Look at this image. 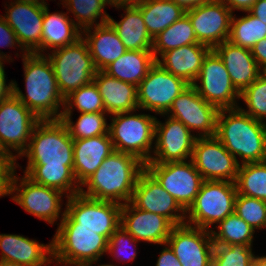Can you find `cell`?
Wrapping results in <instances>:
<instances>
[{
  "mask_svg": "<svg viewBox=\"0 0 266 266\" xmlns=\"http://www.w3.org/2000/svg\"><path fill=\"white\" fill-rule=\"evenodd\" d=\"M22 58L26 95L16 81L13 94L40 120L61 119L63 110L60 111V107H64V98L48 57L23 52Z\"/></svg>",
  "mask_w": 266,
  "mask_h": 266,
  "instance_id": "cell-1",
  "label": "cell"
},
{
  "mask_svg": "<svg viewBox=\"0 0 266 266\" xmlns=\"http://www.w3.org/2000/svg\"><path fill=\"white\" fill-rule=\"evenodd\" d=\"M145 169L136 156L112 152L82 185L80 193L96 200L126 204L131 201L140 173ZM87 187L85 191L82 187Z\"/></svg>",
  "mask_w": 266,
  "mask_h": 266,
  "instance_id": "cell-2",
  "label": "cell"
},
{
  "mask_svg": "<svg viewBox=\"0 0 266 266\" xmlns=\"http://www.w3.org/2000/svg\"><path fill=\"white\" fill-rule=\"evenodd\" d=\"M215 137L239 165L266 160V123L252 118L239 107L219 110Z\"/></svg>",
  "mask_w": 266,
  "mask_h": 266,
  "instance_id": "cell-3",
  "label": "cell"
},
{
  "mask_svg": "<svg viewBox=\"0 0 266 266\" xmlns=\"http://www.w3.org/2000/svg\"><path fill=\"white\" fill-rule=\"evenodd\" d=\"M73 139L61 119L40 120L26 151V167H70L73 170Z\"/></svg>",
  "mask_w": 266,
  "mask_h": 266,
  "instance_id": "cell-4",
  "label": "cell"
},
{
  "mask_svg": "<svg viewBox=\"0 0 266 266\" xmlns=\"http://www.w3.org/2000/svg\"><path fill=\"white\" fill-rule=\"evenodd\" d=\"M58 228H88L108 240L121 225L122 204L96 200L81 193L67 197Z\"/></svg>",
  "mask_w": 266,
  "mask_h": 266,
  "instance_id": "cell-5",
  "label": "cell"
},
{
  "mask_svg": "<svg viewBox=\"0 0 266 266\" xmlns=\"http://www.w3.org/2000/svg\"><path fill=\"white\" fill-rule=\"evenodd\" d=\"M133 112L114 114L109 124V134L116 151L132 154L146 164L150 161L153 152L151 149L154 148L152 144L157 118Z\"/></svg>",
  "mask_w": 266,
  "mask_h": 266,
  "instance_id": "cell-6",
  "label": "cell"
},
{
  "mask_svg": "<svg viewBox=\"0 0 266 266\" xmlns=\"http://www.w3.org/2000/svg\"><path fill=\"white\" fill-rule=\"evenodd\" d=\"M52 241L53 263L62 266H92L108 249V239L88 228H57Z\"/></svg>",
  "mask_w": 266,
  "mask_h": 266,
  "instance_id": "cell-7",
  "label": "cell"
},
{
  "mask_svg": "<svg viewBox=\"0 0 266 266\" xmlns=\"http://www.w3.org/2000/svg\"><path fill=\"white\" fill-rule=\"evenodd\" d=\"M52 65L60 94L65 98L72 91L93 82L97 69L87 42L81 37L77 42L50 51Z\"/></svg>",
  "mask_w": 266,
  "mask_h": 266,
  "instance_id": "cell-8",
  "label": "cell"
},
{
  "mask_svg": "<svg viewBox=\"0 0 266 266\" xmlns=\"http://www.w3.org/2000/svg\"><path fill=\"white\" fill-rule=\"evenodd\" d=\"M237 194L235 182L205 180L186 211L185 223L211 230V225L234 213Z\"/></svg>",
  "mask_w": 266,
  "mask_h": 266,
  "instance_id": "cell-9",
  "label": "cell"
},
{
  "mask_svg": "<svg viewBox=\"0 0 266 266\" xmlns=\"http://www.w3.org/2000/svg\"><path fill=\"white\" fill-rule=\"evenodd\" d=\"M145 168L185 211L194 203L205 181L191 159L187 162L146 163Z\"/></svg>",
  "mask_w": 266,
  "mask_h": 266,
  "instance_id": "cell-10",
  "label": "cell"
},
{
  "mask_svg": "<svg viewBox=\"0 0 266 266\" xmlns=\"http://www.w3.org/2000/svg\"><path fill=\"white\" fill-rule=\"evenodd\" d=\"M200 80L201 85H198ZM198 94L220 109L236 108L240 92L233 85L225 64L211 49L205 56L200 74L193 84Z\"/></svg>",
  "mask_w": 266,
  "mask_h": 266,
  "instance_id": "cell-11",
  "label": "cell"
},
{
  "mask_svg": "<svg viewBox=\"0 0 266 266\" xmlns=\"http://www.w3.org/2000/svg\"><path fill=\"white\" fill-rule=\"evenodd\" d=\"M40 119L14 94L0 103V143L19 159L26 151L32 132Z\"/></svg>",
  "mask_w": 266,
  "mask_h": 266,
  "instance_id": "cell-12",
  "label": "cell"
},
{
  "mask_svg": "<svg viewBox=\"0 0 266 266\" xmlns=\"http://www.w3.org/2000/svg\"><path fill=\"white\" fill-rule=\"evenodd\" d=\"M188 86L183 79L155 63L137 87L138 107L163 116L168 112L172 102Z\"/></svg>",
  "mask_w": 266,
  "mask_h": 266,
  "instance_id": "cell-13",
  "label": "cell"
},
{
  "mask_svg": "<svg viewBox=\"0 0 266 266\" xmlns=\"http://www.w3.org/2000/svg\"><path fill=\"white\" fill-rule=\"evenodd\" d=\"M19 180L20 183L18 184ZM11 194H14L11 197L12 200L27 213L49 224H54L60 218L61 207L63 206L62 195H66L58 189L33 182L25 174L22 178L15 175Z\"/></svg>",
  "mask_w": 266,
  "mask_h": 266,
  "instance_id": "cell-14",
  "label": "cell"
},
{
  "mask_svg": "<svg viewBox=\"0 0 266 266\" xmlns=\"http://www.w3.org/2000/svg\"><path fill=\"white\" fill-rule=\"evenodd\" d=\"M219 109L205 101L193 85H189L172 102L165 115L181 121L191 132L198 130L197 138L216 135ZM200 132V133H199Z\"/></svg>",
  "mask_w": 266,
  "mask_h": 266,
  "instance_id": "cell-15",
  "label": "cell"
},
{
  "mask_svg": "<svg viewBox=\"0 0 266 266\" xmlns=\"http://www.w3.org/2000/svg\"><path fill=\"white\" fill-rule=\"evenodd\" d=\"M191 160L206 181H236L239 164L215 136L196 138Z\"/></svg>",
  "mask_w": 266,
  "mask_h": 266,
  "instance_id": "cell-16",
  "label": "cell"
},
{
  "mask_svg": "<svg viewBox=\"0 0 266 266\" xmlns=\"http://www.w3.org/2000/svg\"><path fill=\"white\" fill-rule=\"evenodd\" d=\"M167 117L165 123L156 119L154 156L147 163L187 161L192 158L197 137L181 121Z\"/></svg>",
  "mask_w": 266,
  "mask_h": 266,
  "instance_id": "cell-17",
  "label": "cell"
},
{
  "mask_svg": "<svg viewBox=\"0 0 266 266\" xmlns=\"http://www.w3.org/2000/svg\"><path fill=\"white\" fill-rule=\"evenodd\" d=\"M233 13L217 0L186 10L197 41L211 49L229 39Z\"/></svg>",
  "mask_w": 266,
  "mask_h": 266,
  "instance_id": "cell-18",
  "label": "cell"
},
{
  "mask_svg": "<svg viewBox=\"0 0 266 266\" xmlns=\"http://www.w3.org/2000/svg\"><path fill=\"white\" fill-rule=\"evenodd\" d=\"M166 244L173 250L182 266H212L214 243L210 230L176 225Z\"/></svg>",
  "mask_w": 266,
  "mask_h": 266,
  "instance_id": "cell-19",
  "label": "cell"
},
{
  "mask_svg": "<svg viewBox=\"0 0 266 266\" xmlns=\"http://www.w3.org/2000/svg\"><path fill=\"white\" fill-rule=\"evenodd\" d=\"M130 202L138 209L166 217L174 226L185 224L186 211L146 168L139 175Z\"/></svg>",
  "mask_w": 266,
  "mask_h": 266,
  "instance_id": "cell-20",
  "label": "cell"
},
{
  "mask_svg": "<svg viewBox=\"0 0 266 266\" xmlns=\"http://www.w3.org/2000/svg\"><path fill=\"white\" fill-rule=\"evenodd\" d=\"M8 7L2 17L15 32L21 50L34 53L41 46L44 5L11 1Z\"/></svg>",
  "mask_w": 266,
  "mask_h": 266,
  "instance_id": "cell-21",
  "label": "cell"
},
{
  "mask_svg": "<svg viewBox=\"0 0 266 266\" xmlns=\"http://www.w3.org/2000/svg\"><path fill=\"white\" fill-rule=\"evenodd\" d=\"M121 226L137 241L164 245L174 225L164 216L122 204Z\"/></svg>",
  "mask_w": 266,
  "mask_h": 266,
  "instance_id": "cell-22",
  "label": "cell"
},
{
  "mask_svg": "<svg viewBox=\"0 0 266 266\" xmlns=\"http://www.w3.org/2000/svg\"><path fill=\"white\" fill-rule=\"evenodd\" d=\"M0 249V260L26 266H46L54 261L53 241L44 245L23 235L0 234Z\"/></svg>",
  "mask_w": 266,
  "mask_h": 266,
  "instance_id": "cell-23",
  "label": "cell"
},
{
  "mask_svg": "<svg viewBox=\"0 0 266 266\" xmlns=\"http://www.w3.org/2000/svg\"><path fill=\"white\" fill-rule=\"evenodd\" d=\"M73 148V172L79 185L93 175L115 151L110 134L73 140Z\"/></svg>",
  "mask_w": 266,
  "mask_h": 266,
  "instance_id": "cell-24",
  "label": "cell"
},
{
  "mask_svg": "<svg viewBox=\"0 0 266 266\" xmlns=\"http://www.w3.org/2000/svg\"><path fill=\"white\" fill-rule=\"evenodd\" d=\"M213 50L225 64L233 85L240 93L262 73L249 48L234 45L227 40Z\"/></svg>",
  "mask_w": 266,
  "mask_h": 266,
  "instance_id": "cell-25",
  "label": "cell"
},
{
  "mask_svg": "<svg viewBox=\"0 0 266 266\" xmlns=\"http://www.w3.org/2000/svg\"><path fill=\"white\" fill-rule=\"evenodd\" d=\"M211 48L202 43L184 45L164 52L157 59L163 69L193 85L198 78L203 60Z\"/></svg>",
  "mask_w": 266,
  "mask_h": 266,
  "instance_id": "cell-26",
  "label": "cell"
},
{
  "mask_svg": "<svg viewBox=\"0 0 266 266\" xmlns=\"http://www.w3.org/2000/svg\"><path fill=\"white\" fill-rule=\"evenodd\" d=\"M93 82L103 99L105 112L110 116L139 109L137 86L116 79L104 71H97Z\"/></svg>",
  "mask_w": 266,
  "mask_h": 266,
  "instance_id": "cell-27",
  "label": "cell"
},
{
  "mask_svg": "<svg viewBox=\"0 0 266 266\" xmlns=\"http://www.w3.org/2000/svg\"><path fill=\"white\" fill-rule=\"evenodd\" d=\"M82 36L87 42L97 71H103L127 51L109 23L86 28L82 31Z\"/></svg>",
  "mask_w": 266,
  "mask_h": 266,
  "instance_id": "cell-28",
  "label": "cell"
},
{
  "mask_svg": "<svg viewBox=\"0 0 266 266\" xmlns=\"http://www.w3.org/2000/svg\"><path fill=\"white\" fill-rule=\"evenodd\" d=\"M47 5L44 4L41 46L34 52L40 55L47 49L53 51L74 44L82 37V30L67 16L68 12L50 13Z\"/></svg>",
  "mask_w": 266,
  "mask_h": 266,
  "instance_id": "cell-29",
  "label": "cell"
},
{
  "mask_svg": "<svg viewBox=\"0 0 266 266\" xmlns=\"http://www.w3.org/2000/svg\"><path fill=\"white\" fill-rule=\"evenodd\" d=\"M125 14L121 21L108 18V23L116 31L127 50H152L153 38L149 35L138 6H122ZM124 15V16H123Z\"/></svg>",
  "mask_w": 266,
  "mask_h": 266,
  "instance_id": "cell-30",
  "label": "cell"
},
{
  "mask_svg": "<svg viewBox=\"0 0 266 266\" xmlns=\"http://www.w3.org/2000/svg\"><path fill=\"white\" fill-rule=\"evenodd\" d=\"M155 63L152 50H127L103 71L116 79L138 87Z\"/></svg>",
  "mask_w": 266,
  "mask_h": 266,
  "instance_id": "cell-31",
  "label": "cell"
},
{
  "mask_svg": "<svg viewBox=\"0 0 266 266\" xmlns=\"http://www.w3.org/2000/svg\"><path fill=\"white\" fill-rule=\"evenodd\" d=\"M138 7L149 35L153 39L186 14L183 7L171 0H146Z\"/></svg>",
  "mask_w": 266,
  "mask_h": 266,
  "instance_id": "cell-32",
  "label": "cell"
},
{
  "mask_svg": "<svg viewBox=\"0 0 266 266\" xmlns=\"http://www.w3.org/2000/svg\"><path fill=\"white\" fill-rule=\"evenodd\" d=\"M24 174L37 184L62 191L66 198L81 190L70 167H26Z\"/></svg>",
  "mask_w": 266,
  "mask_h": 266,
  "instance_id": "cell-33",
  "label": "cell"
},
{
  "mask_svg": "<svg viewBox=\"0 0 266 266\" xmlns=\"http://www.w3.org/2000/svg\"><path fill=\"white\" fill-rule=\"evenodd\" d=\"M199 43L194 33L192 23L185 14L181 19L172 23L153 39L152 52L155 60L171 49L184 45Z\"/></svg>",
  "mask_w": 266,
  "mask_h": 266,
  "instance_id": "cell-34",
  "label": "cell"
},
{
  "mask_svg": "<svg viewBox=\"0 0 266 266\" xmlns=\"http://www.w3.org/2000/svg\"><path fill=\"white\" fill-rule=\"evenodd\" d=\"M217 224L218 232L210 230L214 245L242 244L252 246L254 229L235 212Z\"/></svg>",
  "mask_w": 266,
  "mask_h": 266,
  "instance_id": "cell-35",
  "label": "cell"
},
{
  "mask_svg": "<svg viewBox=\"0 0 266 266\" xmlns=\"http://www.w3.org/2000/svg\"><path fill=\"white\" fill-rule=\"evenodd\" d=\"M237 193L266 201V160L239 165Z\"/></svg>",
  "mask_w": 266,
  "mask_h": 266,
  "instance_id": "cell-36",
  "label": "cell"
},
{
  "mask_svg": "<svg viewBox=\"0 0 266 266\" xmlns=\"http://www.w3.org/2000/svg\"><path fill=\"white\" fill-rule=\"evenodd\" d=\"M231 18L230 35L228 41L234 45L252 48L257 42L266 38V24L251 15Z\"/></svg>",
  "mask_w": 266,
  "mask_h": 266,
  "instance_id": "cell-37",
  "label": "cell"
},
{
  "mask_svg": "<svg viewBox=\"0 0 266 266\" xmlns=\"http://www.w3.org/2000/svg\"><path fill=\"white\" fill-rule=\"evenodd\" d=\"M62 2L63 7L65 6L68 12H72L75 16L76 22L74 23L80 30L108 23L110 16L104 9L108 4L104 0H63ZM99 18L100 23L96 22Z\"/></svg>",
  "mask_w": 266,
  "mask_h": 266,
  "instance_id": "cell-38",
  "label": "cell"
},
{
  "mask_svg": "<svg viewBox=\"0 0 266 266\" xmlns=\"http://www.w3.org/2000/svg\"><path fill=\"white\" fill-rule=\"evenodd\" d=\"M105 114L107 113H80L76 123L71 120V115H62L61 120L73 140L86 139L109 134V125L106 122Z\"/></svg>",
  "mask_w": 266,
  "mask_h": 266,
  "instance_id": "cell-39",
  "label": "cell"
},
{
  "mask_svg": "<svg viewBox=\"0 0 266 266\" xmlns=\"http://www.w3.org/2000/svg\"><path fill=\"white\" fill-rule=\"evenodd\" d=\"M74 106L80 113H106L103 99L94 82L72 91L64 98L62 115H72Z\"/></svg>",
  "mask_w": 266,
  "mask_h": 266,
  "instance_id": "cell-40",
  "label": "cell"
},
{
  "mask_svg": "<svg viewBox=\"0 0 266 266\" xmlns=\"http://www.w3.org/2000/svg\"><path fill=\"white\" fill-rule=\"evenodd\" d=\"M247 105V111L238 106L243 112L252 118L266 123V72H262L258 78L240 93Z\"/></svg>",
  "mask_w": 266,
  "mask_h": 266,
  "instance_id": "cell-41",
  "label": "cell"
},
{
  "mask_svg": "<svg viewBox=\"0 0 266 266\" xmlns=\"http://www.w3.org/2000/svg\"><path fill=\"white\" fill-rule=\"evenodd\" d=\"M254 256L252 246L214 245L212 266H250Z\"/></svg>",
  "mask_w": 266,
  "mask_h": 266,
  "instance_id": "cell-42",
  "label": "cell"
},
{
  "mask_svg": "<svg viewBox=\"0 0 266 266\" xmlns=\"http://www.w3.org/2000/svg\"><path fill=\"white\" fill-rule=\"evenodd\" d=\"M234 212L254 231L266 227V201L237 194Z\"/></svg>",
  "mask_w": 266,
  "mask_h": 266,
  "instance_id": "cell-43",
  "label": "cell"
},
{
  "mask_svg": "<svg viewBox=\"0 0 266 266\" xmlns=\"http://www.w3.org/2000/svg\"><path fill=\"white\" fill-rule=\"evenodd\" d=\"M137 242L139 241L135 240L132 235L120 225L108 240L107 252H109L111 256L114 255L113 257L117 258L120 261H133L137 255L135 249ZM131 245L135 247L132 249ZM123 249L125 250V252L127 251L126 249H128L130 251V254L128 252H126L125 254ZM123 254L126 255V257L123 256Z\"/></svg>",
  "mask_w": 266,
  "mask_h": 266,
  "instance_id": "cell-44",
  "label": "cell"
},
{
  "mask_svg": "<svg viewBox=\"0 0 266 266\" xmlns=\"http://www.w3.org/2000/svg\"><path fill=\"white\" fill-rule=\"evenodd\" d=\"M16 161L17 157L13 153H0V179L10 188L16 175V168L19 167Z\"/></svg>",
  "mask_w": 266,
  "mask_h": 266,
  "instance_id": "cell-45",
  "label": "cell"
},
{
  "mask_svg": "<svg viewBox=\"0 0 266 266\" xmlns=\"http://www.w3.org/2000/svg\"><path fill=\"white\" fill-rule=\"evenodd\" d=\"M16 44L20 47L15 32L6 23L4 18L0 16V47H14ZM10 58L12 57L0 51V59H7L10 63V60H12Z\"/></svg>",
  "mask_w": 266,
  "mask_h": 266,
  "instance_id": "cell-46",
  "label": "cell"
},
{
  "mask_svg": "<svg viewBox=\"0 0 266 266\" xmlns=\"http://www.w3.org/2000/svg\"><path fill=\"white\" fill-rule=\"evenodd\" d=\"M250 50L260 70L266 72V38L257 42Z\"/></svg>",
  "mask_w": 266,
  "mask_h": 266,
  "instance_id": "cell-47",
  "label": "cell"
},
{
  "mask_svg": "<svg viewBox=\"0 0 266 266\" xmlns=\"http://www.w3.org/2000/svg\"><path fill=\"white\" fill-rule=\"evenodd\" d=\"M3 64L4 60L0 59V103L11 97L14 93V81L6 84V74Z\"/></svg>",
  "mask_w": 266,
  "mask_h": 266,
  "instance_id": "cell-48",
  "label": "cell"
},
{
  "mask_svg": "<svg viewBox=\"0 0 266 266\" xmlns=\"http://www.w3.org/2000/svg\"><path fill=\"white\" fill-rule=\"evenodd\" d=\"M164 245L165 247L157 259L156 266H182L170 246H167L166 243Z\"/></svg>",
  "mask_w": 266,
  "mask_h": 266,
  "instance_id": "cell-49",
  "label": "cell"
},
{
  "mask_svg": "<svg viewBox=\"0 0 266 266\" xmlns=\"http://www.w3.org/2000/svg\"><path fill=\"white\" fill-rule=\"evenodd\" d=\"M225 4L232 12L240 10L247 12L257 0H217Z\"/></svg>",
  "mask_w": 266,
  "mask_h": 266,
  "instance_id": "cell-50",
  "label": "cell"
},
{
  "mask_svg": "<svg viewBox=\"0 0 266 266\" xmlns=\"http://www.w3.org/2000/svg\"><path fill=\"white\" fill-rule=\"evenodd\" d=\"M248 12L266 24V0H257Z\"/></svg>",
  "mask_w": 266,
  "mask_h": 266,
  "instance_id": "cell-51",
  "label": "cell"
},
{
  "mask_svg": "<svg viewBox=\"0 0 266 266\" xmlns=\"http://www.w3.org/2000/svg\"><path fill=\"white\" fill-rule=\"evenodd\" d=\"M177 5H180L185 10L199 6L200 4L209 2L210 0H171Z\"/></svg>",
  "mask_w": 266,
  "mask_h": 266,
  "instance_id": "cell-52",
  "label": "cell"
},
{
  "mask_svg": "<svg viewBox=\"0 0 266 266\" xmlns=\"http://www.w3.org/2000/svg\"><path fill=\"white\" fill-rule=\"evenodd\" d=\"M146 0H112V6L116 9L122 6H138L145 2Z\"/></svg>",
  "mask_w": 266,
  "mask_h": 266,
  "instance_id": "cell-53",
  "label": "cell"
},
{
  "mask_svg": "<svg viewBox=\"0 0 266 266\" xmlns=\"http://www.w3.org/2000/svg\"><path fill=\"white\" fill-rule=\"evenodd\" d=\"M7 195H12L11 188L2 179H0V197Z\"/></svg>",
  "mask_w": 266,
  "mask_h": 266,
  "instance_id": "cell-54",
  "label": "cell"
},
{
  "mask_svg": "<svg viewBox=\"0 0 266 266\" xmlns=\"http://www.w3.org/2000/svg\"><path fill=\"white\" fill-rule=\"evenodd\" d=\"M250 266H266V256H254Z\"/></svg>",
  "mask_w": 266,
  "mask_h": 266,
  "instance_id": "cell-55",
  "label": "cell"
},
{
  "mask_svg": "<svg viewBox=\"0 0 266 266\" xmlns=\"http://www.w3.org/2000/svg\"><path fill=\"white\" fill-rule=\"evenodd\" d=\"M14 1L20 3L36 4V5H44L47 3L45 2V0H14Z\"/></svg>",
  "mask_w": 266,
  "mask_h": 266,
  "instance_id": "cell-56",
  "label": "cell"
},
{
  "mask_svg": "<svg viewBox=\"0 0 266 266\" xmlns=\"http://www.w3.org/2000/svg\"><path fill=\"white\" fill-rule=\"evenodd\" d=\"M0 266H26V265H22V264L10 262V261H5V260H0Z\"/></svg>",
  "mask_w": 266,
  "mask_h": 266,
  "instance_id": "cell-57",
  "label": "cell"
},
{
  "mask_svg": "<svg viewBox=\"0 0 266 266\" xmlns=\"http://www.w3.org/2000/svg\"><path fill=\"white\" fill-rule=\"evenodd\" d=\"M0 153H9V152H7V151L4 149V147L1 145V143H0Z\"/></svg>",
  "mask_w": 266,
  "mask_h": 266,
  "instance_id": "cell-58",
  "label": "cell"
},
{
  "mask_svg": "<svg viewBox=\"0 0 266 266\" xmlns=\"http://www.w3.org/2000/svg\"><path fill=\"white\" fill-rule=\"evenodd\" d=\"M108 5L112 6V0H104Z\"/></svg>",
  "mask_w": 266,
  "mask_h": 266,
  "instance_id": "cell-59",
  "label": "cell"
},
{
  "mask_svg": "<svg viewBox=\"0 0 266 266\" xmlns=\"http://www.w3.org/2000/svg\"><path fill=\"white\" fill-rule=\"evenodd\" d=\"M99 266H114L113 264H103V265H99ZM117 266V265H115Z\"/></svg>",
  "mask_w": 266,
  "mask_h": 266,
  "instance_id": "cell-60",
  "label": "cell"
}]
</instances>
